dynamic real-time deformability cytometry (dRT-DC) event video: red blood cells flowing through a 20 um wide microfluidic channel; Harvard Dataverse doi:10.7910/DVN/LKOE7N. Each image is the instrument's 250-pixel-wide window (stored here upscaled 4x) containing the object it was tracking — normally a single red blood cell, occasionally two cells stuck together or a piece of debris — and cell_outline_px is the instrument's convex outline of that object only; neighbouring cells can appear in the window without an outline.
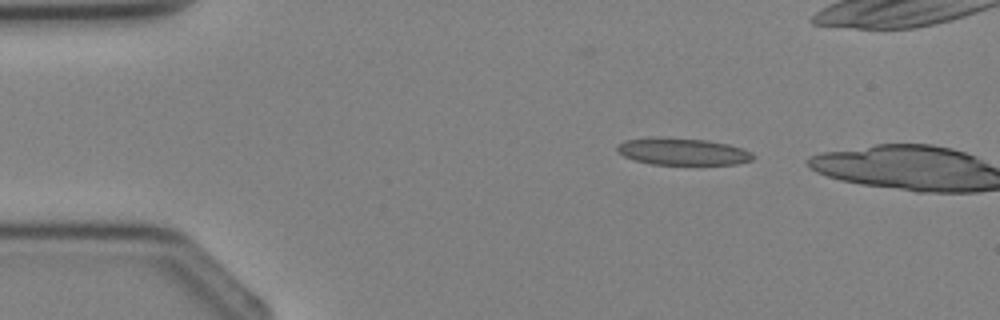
{"species": "Egyptian fruit bat (a non-hibernating species)", "species_latin": "Rousettus aegyptiacus", "temperature_condition": "cold", "stored_images_in_passage": 2, "camera_frame_rate_fps": 3000, "um_per_image_px": 0.085, "animal": {"sex": "female"}, "frame": {"image": 1, "passage_image": 1, "time_ms": 0.0, "image_size_px": [1000, 320], "cell_outline_px": [[756, 156], [752, 160], [736, 164], [652, 164], [636, 160], [624, 156], [616, 148], [616, 144], [624, 140], [708, 140], [728, 144], [752, 152]], "centroid_in_image_um": [58.11, 12.93], "position_along_channel_um": 26.9, "area_um2": 20.23}}